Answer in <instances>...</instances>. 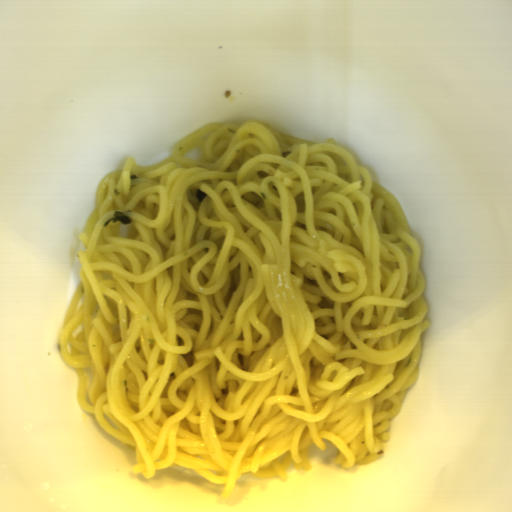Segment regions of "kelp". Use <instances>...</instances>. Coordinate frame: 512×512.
Returning a JSON list of instances; mask_svg holds the SVG:
<instances>
[{"label": "kelp", "mask_w": 512, "mask_h": 512, "mask_svg": "<svg viewBox=\"0 0 512 512\" xmlns=\"http://www.w3.org/2000/svg\"><path fill=\"white\" fill-rule=\"evenodd\" d=\"M120 222V224L128 225L132 223V218H130L125 212L114 211L113 217L104 222V228H107L111 223Z\"/></svg>", "instance_id": "kelp-1"}]
</instances>
